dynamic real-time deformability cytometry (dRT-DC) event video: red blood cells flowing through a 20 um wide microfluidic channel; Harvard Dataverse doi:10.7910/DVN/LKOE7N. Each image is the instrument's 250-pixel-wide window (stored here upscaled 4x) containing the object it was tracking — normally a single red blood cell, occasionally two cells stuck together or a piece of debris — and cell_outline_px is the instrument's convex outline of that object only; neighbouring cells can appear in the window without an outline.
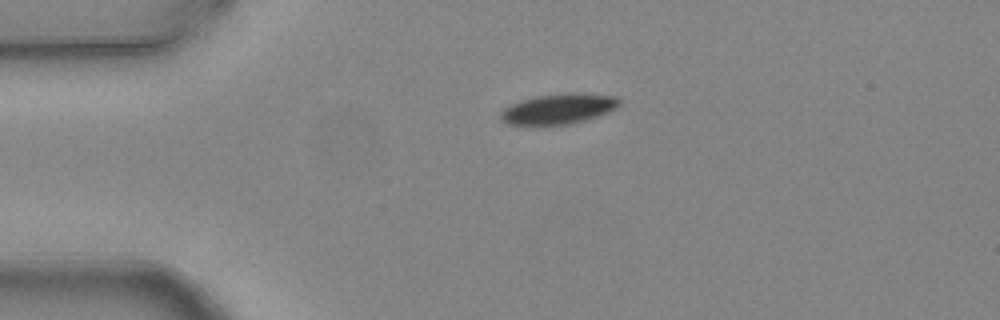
{"species": "common noctule bat (a hibernating species)", "species_latin": "Nyctalus noctula", "temperature_condition": "warm", "stored_images_in_passage": 2, "camera_frame_rate_fps": 3000, "um_per_image_px": 0.085, "animal": {"sex": "female", "body_mass_g": 24.6, "forearm_length_mm": 56.2}, "frame": {"image": 1, "passage_image": 2, "time_ms": 0.333, "image_size_px": [1000, 320], "cell_outline_px": [[620, 104], [616, 108], [608, 112], [572, 124], [540, 128], [536, 128], [508, 124], [500, 116], [500, 112], [504, 108], [520, 100], [536, 96], [572, 92], [576, 92], [616, 96], [620, 100]], "centroid_in_image_um": [47.43, 9.29], "position_along_channel_um": 37.6, "area_um2": 21.73}}